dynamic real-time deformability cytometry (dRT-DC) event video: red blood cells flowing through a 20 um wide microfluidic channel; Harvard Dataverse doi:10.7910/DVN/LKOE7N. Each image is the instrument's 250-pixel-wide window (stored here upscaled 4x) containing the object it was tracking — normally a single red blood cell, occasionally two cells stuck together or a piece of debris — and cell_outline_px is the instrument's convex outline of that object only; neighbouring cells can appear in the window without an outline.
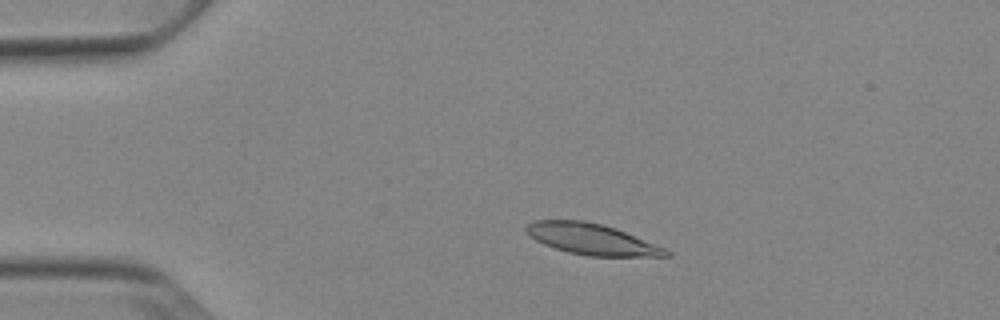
{"species": "Egyptian fruit bat (a non-hibernating species)", "species_latin": "Rousettus aegyptiacus", "temperature_condition": "cold", "stored_images_in_passage": 43, "camera_frame_rate_fps": 3000, "um_per_image_px": 0.085, "animal": {"sex": "female"}, "frame": {"image": 1, "passage_image": 9, "time_ms": 2.667, "image_size_px": [1000, 320], "cell_outline_px": [[672, 256], [588, 256], [568, 252], [544, 244], [528, 236], [524, 232], [524, 228], [532, 220], [584, 220], [616, 228], [664, 248], [672, 252]], "centroid_in_image_um": [50.25, 20.32], "position_along_channel_um": 34.8, "area_um2": 25.2}}
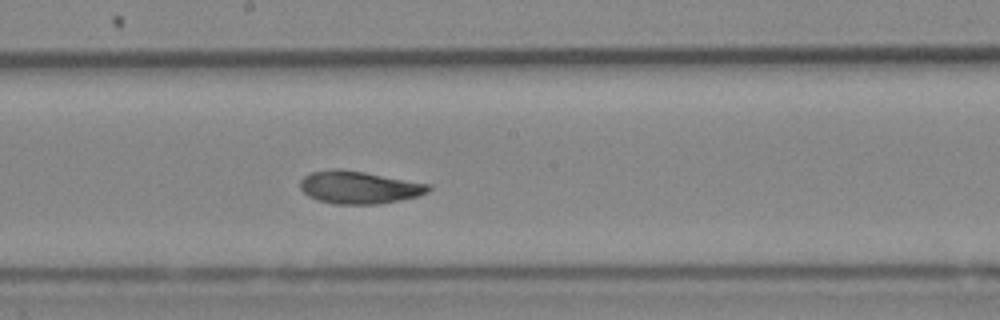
{"frame": {"image": 2, "passage_image": 27, "time_ms": 8.667, "image_size_px": [1000, 320], "cell_outline_px": [[432, 188], [428, 192], [416, 196], [380, 204], [336, 204], [316, 200], [308, 196], [300, 188], [300, 180], [308, 172], [332, 168], [340, 168], [364, 172], [432, 184]], "centroid_in_image_um": [30.49, 15.91], "position_along_channel_um": 217.7, "area_um2": 24.62}}
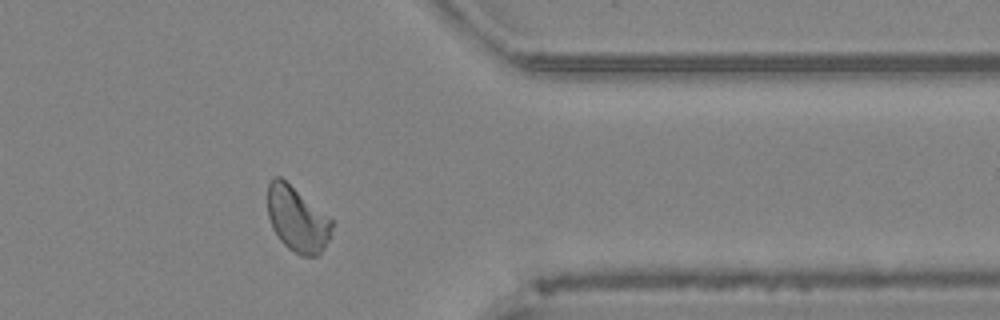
{"frame": {"image": 3, "passage_image": 41, "time_ms": 13.333, "image_size_px": [1000, 320], "cell_outline_px": [[332, 236], [324, 248], [316, 256], [300, 256], [288, 248], [280, 240], [272, 228], [268, 216], [268, 184], [272, 176], [280, 176], [332, 220]], "centroid_in_image_um": [25.25, 18.65], "position_along_channel_um": 386.1, "area_um2": 24.28}, "authors_computed_cell_mechanics": {"area_um2": 24.6228, "velocity_mm_per_s": 3.8432, "shape_relaxation_time_tau1_ms": 5.7837, "shape_relaxation_time_tau2_ms": 1.5449, "deformation_change_tau1": 0.1404, "deformation_change_tau2": 0.0648}}